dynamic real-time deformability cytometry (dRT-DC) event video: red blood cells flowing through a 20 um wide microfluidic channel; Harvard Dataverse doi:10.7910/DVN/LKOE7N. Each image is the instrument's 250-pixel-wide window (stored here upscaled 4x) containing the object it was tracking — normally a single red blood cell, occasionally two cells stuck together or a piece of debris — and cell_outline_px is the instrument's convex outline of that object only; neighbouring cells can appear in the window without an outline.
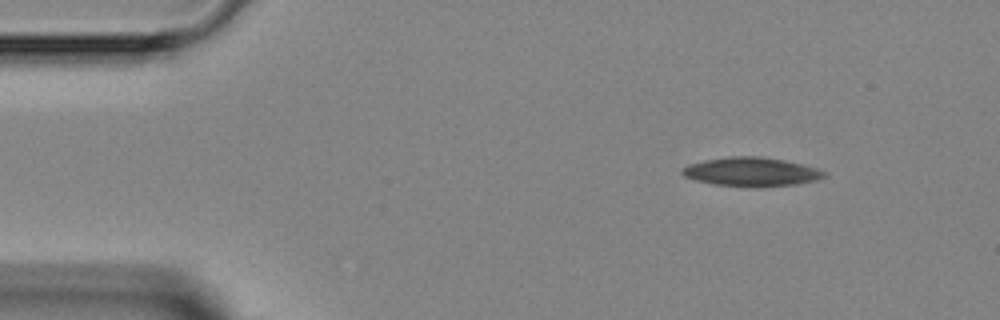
{"species": "Egyptian fruit bat (a non-hibernating species)", "species_latin": "Rousettus aegyptiacus", "temperature_condition": "room temperature", "stored_images_in_passage": 2, "camera_frame_rate_fps": 3000, "um_per_image_px": 0.085, "animal": {"sex": "female"}, "frame": {"image": 1, "passage_image": 2, "time_ms": 2.0, "image_size_px": [1000, 320], "cell_outline_px": [[828, 176], [816, 180], [796, 184], [756, 188], [712, 184], [696, 180], [684, 176], [680, 172], [680, 168], [688, 164], [704, 160], [732, 156], [760, 156], [784, 160], [816, 168], [828, 172]], "centroid_in_image_um": [63.86, 14.61], "position_along_channel_um": 21.1, "area_um2": 24.22}}